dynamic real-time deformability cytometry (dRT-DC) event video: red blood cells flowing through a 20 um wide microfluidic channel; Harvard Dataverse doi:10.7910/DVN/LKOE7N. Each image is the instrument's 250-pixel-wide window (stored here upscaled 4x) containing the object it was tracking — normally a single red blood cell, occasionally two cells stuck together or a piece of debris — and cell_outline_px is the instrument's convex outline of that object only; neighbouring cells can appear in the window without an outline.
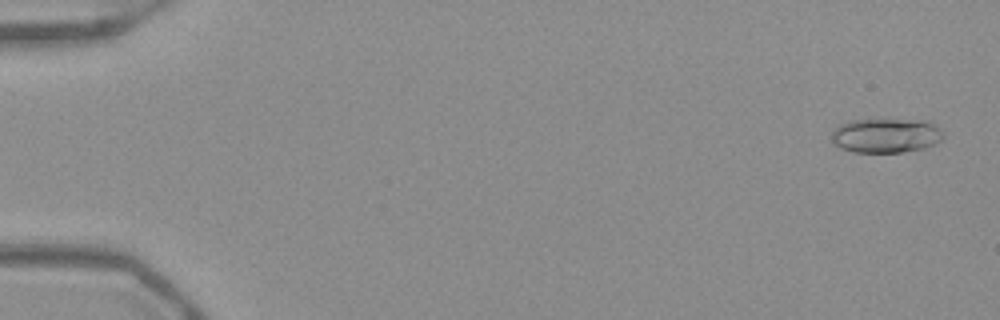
{"species": "Egyptian fruit bat (a non-hibernating species)", "species_latin": "Rousettus aegyptiacus", "temperature_condition": "warm", "stored_images_in_passage": 53, "camera_frame_rate_fps": 3000, "um_per_image_px": 0.085, "frame": {"image": 1, "passage_image": 2, "time_ms": 0.333, "image_size_px": [1000, 320], "cell_outline_px": [[944, 140], [936, 144], [924, 148], [900, 152], [852, 152], [840, 148], [832, 144], [832, 132], [840, 124], [852, 120], [932, 120], [940, 128], [944, 136]], "centroid_in_image_um": [75.35, 11.52], "position_along_channel_um": 9.6, "area_um2": 22.72}}
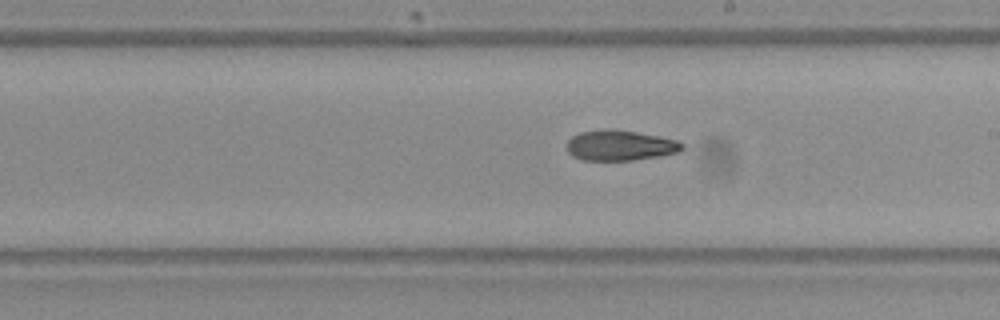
{"frame": {"image": 2, "passage_image": 31, "time_ms": 10.0, "image_size_px": [1000, 320], "cell_outline_px": [[684, 148], [680, 152], [660, 156], [632, 160], [580, 160], [572, 156], [568, 152], [568, 140], [572, 136], [580, 132], [604, 128], [612, 128], [660, 136], [676, 140], [684, 144]], "centroid_in_image_um": [52.71, 12.35], "position_along_channel_um": 236.3, "area_um2": 20.63}}
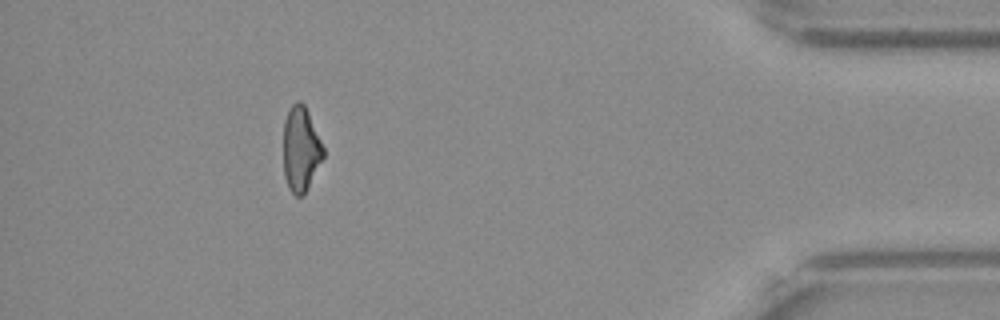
{"frame": {"image": 3, "passage_image": 48, "time_ms": 15.667, "image_size_px": [1000, 320], "cell_outline_px": [[324, 156], [304, 192], [300, 196], [296, 196], [288, 188], [284, 176], [284, 120], [288, 108], [296, 100], [300, 100], [304, 104], [308, 112], [324, 148]], "centroid_in_image_um": [25.55, 12.62], "position_along_channel_um": 409.7, "area_um2": 19.48}, "authors_computed_cell_mechanics": {"area_um2": 20.9814, "velocity_mm_per_s": 3.9315, "shape_relaxation_time_tau1_ms": 4.6797, "shape_relaxation_time_tau2_ms": null, "deformation_change_tau1": 0.1808, "deformation_change_tau2": null}}